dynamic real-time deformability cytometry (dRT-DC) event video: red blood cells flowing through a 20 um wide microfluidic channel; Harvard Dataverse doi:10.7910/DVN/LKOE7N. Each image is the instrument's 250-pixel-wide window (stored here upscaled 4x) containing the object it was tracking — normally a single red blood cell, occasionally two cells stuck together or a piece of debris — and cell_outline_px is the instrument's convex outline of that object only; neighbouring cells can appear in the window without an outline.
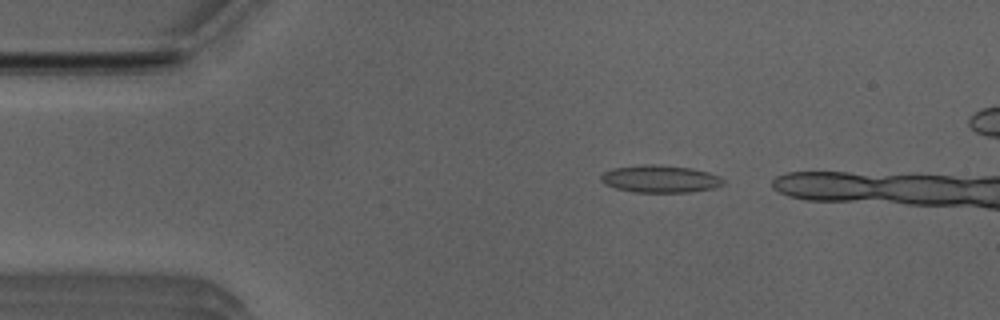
{"species": "Egyptian fruit bat (a non-hibernating species)", "species_latin": "Rousettus aegyptiacus", "temperature_condition": "room temperature", "stored_images_in_passage": 5, "camera_frame_rate_fps": 3000, "um_per_image_px": 0.085, "animal": {"sex": "male"}, "frame": {"image": 1, "passage_image": 1, "time_ms": 0.0, "image_size_px": [1000, 320], "cell_outline_px": [[724, 184], [712, 188], [688, 192], [632, 192], [616, 188], [604, 184], [600, 180], [600, 176], [604, 172], [612, 168], [644, 164], [652, 164], [692, 168], [708, 172], [720, 176], [724, 180]], "centroid_in_image_um": [56.09, 15.2], "position_along_channel_um": 28.9, "area_um2": 19.54}}